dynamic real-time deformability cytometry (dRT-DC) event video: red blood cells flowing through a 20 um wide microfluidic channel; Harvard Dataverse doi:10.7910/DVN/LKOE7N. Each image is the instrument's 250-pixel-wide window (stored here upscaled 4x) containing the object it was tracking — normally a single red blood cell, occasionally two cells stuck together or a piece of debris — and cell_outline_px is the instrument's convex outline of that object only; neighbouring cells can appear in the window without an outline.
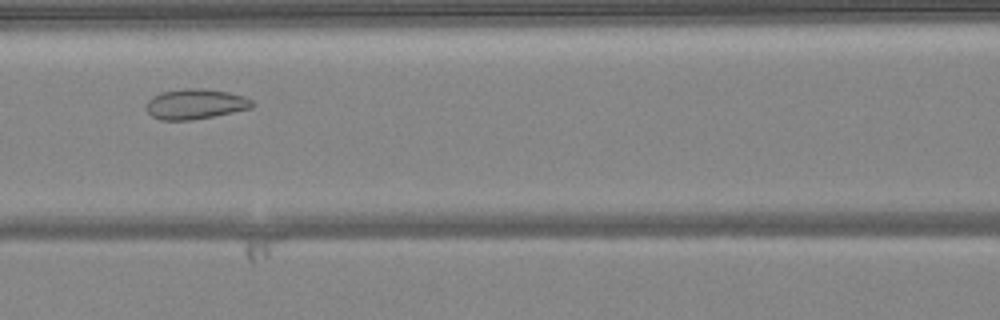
{"species": "common noctule bat (a hibernating species)", "species_latin": "Nyctalus noctula", "temperature_condition": "warm", "stored_images_in_passage": 44, "camera_frame_rate_fps": 3000, "um_per_image_px": 0.085, "animal": {"sex": "female", "body_mass_g": 24.6, "forearm_length_mm": 56.2}, "frame": {"image": 1, "passage_image": 16, "time_ms": 5.0, "image_size_px": [1000, 320], "cell_outline_px": [[256, 104], [252, 108], [192, 120], [160, 120], [152, 116], [148, 112], [148, 100], [152, 96], [160, 92], [180, 88], [204, 88], [228, 92], [244, 96], [252, 100]], "centroid_in_image_um": [16.62, 8.83], "position_along_channel_um": 150.0, "area_um2": 18.73}}
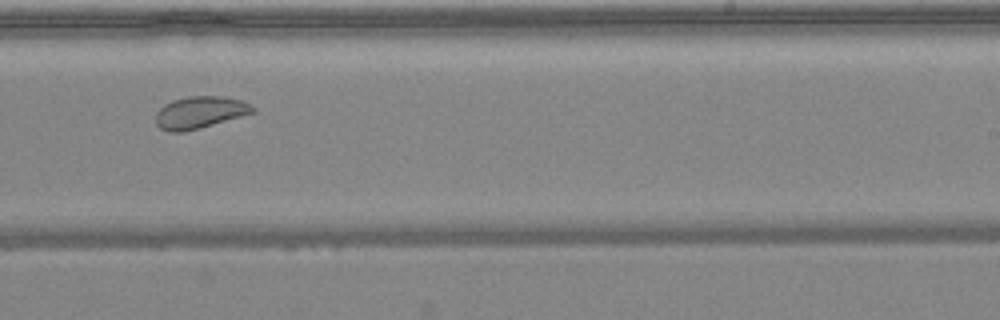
{"frame": {"image": 2, "passage_image": 25, "time_ms": 8.0, "image_size_px": [1000, 320], "cell_outline_px": [[256, 112], [200, 128], [184, 132], [168, 132], [160, 128], [156, 124], [156, 112], [164, 104], [172, 100], [188, 96], [224, 96], [240, 100], [256, 108]], "centroid_in_image_um": [16.97, 9.56], "position_along_channel_um": 272.0, "area_um2": 18.21}}
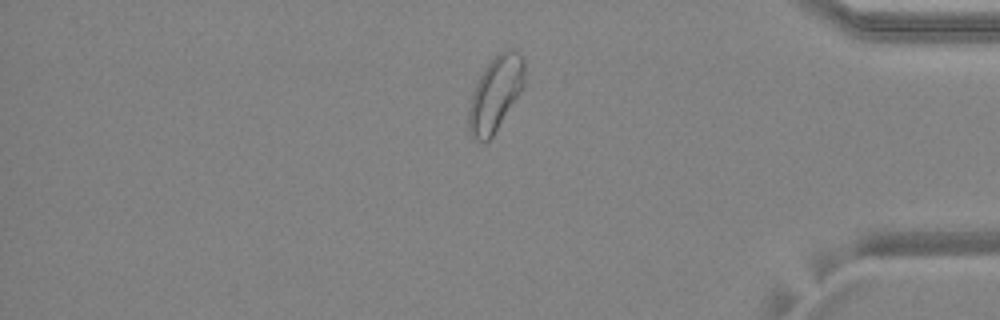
{"frame": {"image": 3, "passage_image": 36, "time_ms": 11.667, "image_size_px": [1000, 320], "cell_outline_px": [[524, 84], [520, 92], [492, 136], [484, 144], [472, 140], [468, 128], [468, 112], [472, 92], [484, 68], [500, 52], [508, 48], [512, 48], [524, 60]], "centroid_in_image_um": [42.08, 8.01], "position_along_channel_um": 393.1, "area_um2": 24.1}, "authors_computed_cell_mechanics": {"area_um2": 21.6172, "velocity_mm_per_s": 4.0799, "shape_relaxation_time_tau1_ms": null, "shape_relaxation_time_tau2_ms": 0.9451, "deformation_change_tau1": null, "deformation_change_tau2": 0.0657}}